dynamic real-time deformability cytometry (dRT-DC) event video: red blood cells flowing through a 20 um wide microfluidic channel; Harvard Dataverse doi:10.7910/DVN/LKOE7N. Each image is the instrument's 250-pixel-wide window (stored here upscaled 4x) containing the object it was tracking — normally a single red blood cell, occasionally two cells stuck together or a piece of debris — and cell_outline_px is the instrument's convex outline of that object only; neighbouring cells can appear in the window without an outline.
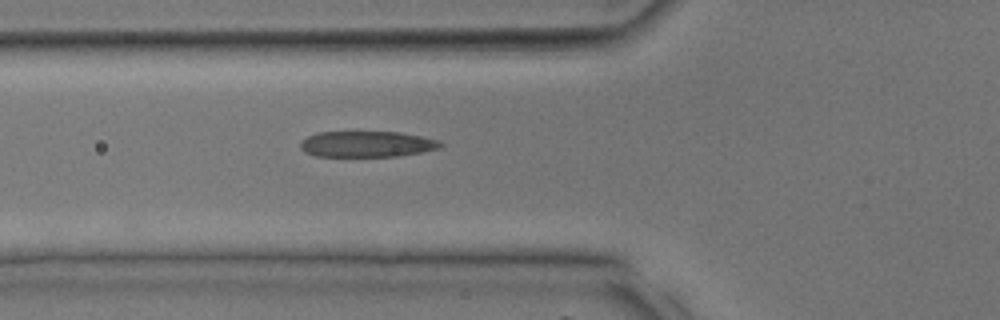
{"species": "common noctule bat (a hibernating species)", "species_latin": "Nyctalus noctula", "temperature_condition": "room temperature", "stored_images_in_passage": 24, "camera_frame_rate_fps": 3000, "um_per_image_px": 0.085, "animal": {"sex": "male", "body_mass_g": 17.9, "forearm_length_mm": 54.2}, "frame": {"image": 1, "passage_image": 2, "time_ms": 0.333, "image_size_px": [1000, 320], "cell_outline_px": [[444, 144], [440, 148], [400, 156], [316, 156], [304, 152], [300, 148], [300, 140], [316, 132], [400, 132], [440, 140]], "centroid_in_image_um": [31.17, 12.24], "position_along_channel_um": 94.6, "area_um2": 21.27}}
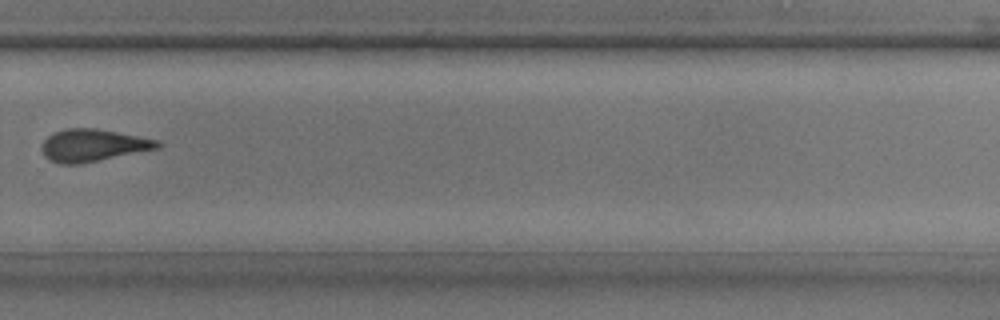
{"frame": {"image": 2, "passage_image": 14, "time_ms": 4.333, "image_size_px": [1000, 320], "cell_outline_px": [[160, 148], [80, 164], [60, 164], [48, 160], [44, 156], [40, 148], [44, 140], [52, 132], [64, 128], [96, 128], [156, 140], [160, 144]], "centroid_in_image_um": [7.82, 12.36], "position_along_channel_um": 322.0, "area_um2": 21.79}}
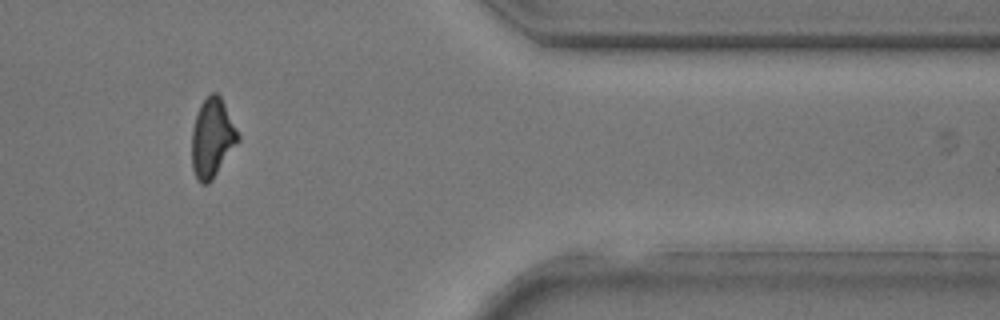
{"frame": {"image": 3, "passage_image": 19, "time_ms": 6.0, "image_size_px": [1000, 320], "cell_outline_px": [[240, 140], [212, 180], [208, 184], [200, 184], [192, 168], [192, 128], [200, 104], [212, 92], [216, 92], [220, 96], [240, 136]], "centroid_in_image_um": [18.03, 11.75], "position_along_channel_um": 393.4, "area_um2": 21.1}}